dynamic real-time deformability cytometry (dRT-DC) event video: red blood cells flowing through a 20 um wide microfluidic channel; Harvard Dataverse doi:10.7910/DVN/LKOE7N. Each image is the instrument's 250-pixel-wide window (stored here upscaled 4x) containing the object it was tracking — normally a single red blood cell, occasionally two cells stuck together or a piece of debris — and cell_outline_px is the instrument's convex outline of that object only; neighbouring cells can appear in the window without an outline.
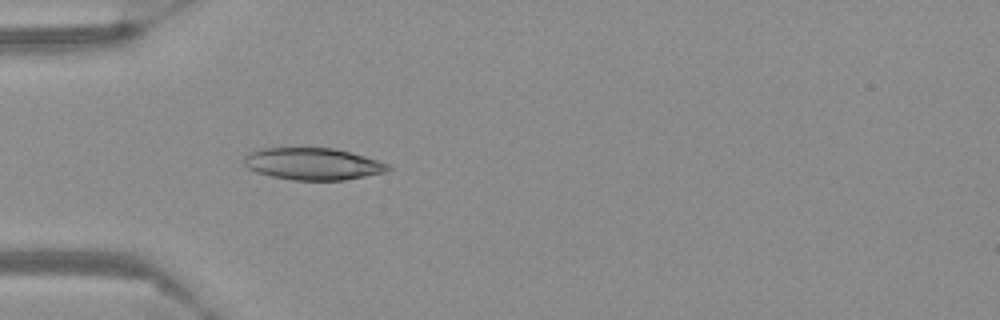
{"species": "Egyptian fruit bat (a non-hibernating species)", "species_latin": "Rousettus aegyptiacus", "temperature_condition": "warm", "stored_images_in_passage": 56, "camera_frame_rate_fps": 3000, "um_per_image_px": 0.085, "frame": {"image": 1, "passage_image": 17, "time_ms": 5.333, "image_size_px": [1000, 320], "cell_outline_px": [[392, 168], [388, 172], [344, 180], [292, 180], [272, 176], [256, 172], [248, 168], [244, 164], [244, 156], [248, 152], [260, 148], [336, 148], [364, 156], [388, 164]], "centroid_in_image_um": [26.59, 13.93], "position_along_channel_um": 58.4, "area_um2": 26.93}}
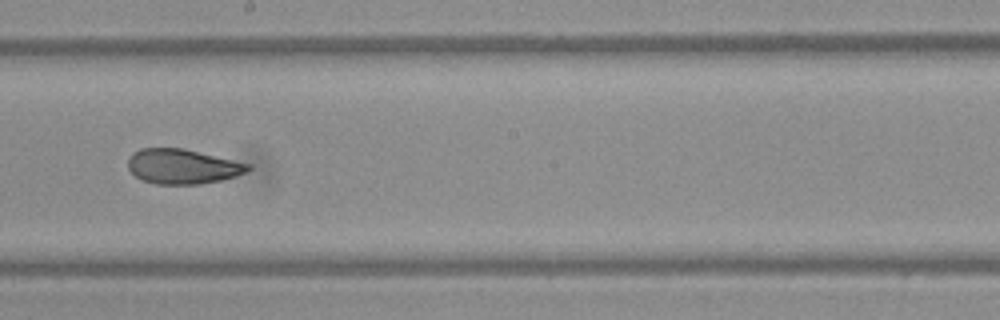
{"frame": {"image": 2, "passage_image": 32, "time_ms": 10.333, "image_size_px": [1000, 320], "cell_outline_px": [[252, 168], [248, 172], [236, 176], [220, 180], [200, 184], [156, 184], [144, 180], [136, 176], [128, 168], [128, 160], [140, 148], [184, 148], [252, 164]], "centroid_in_image_um": [15.58, 14.15], "position_along_channel_um": 232.6, "area_um2": 24.33}}
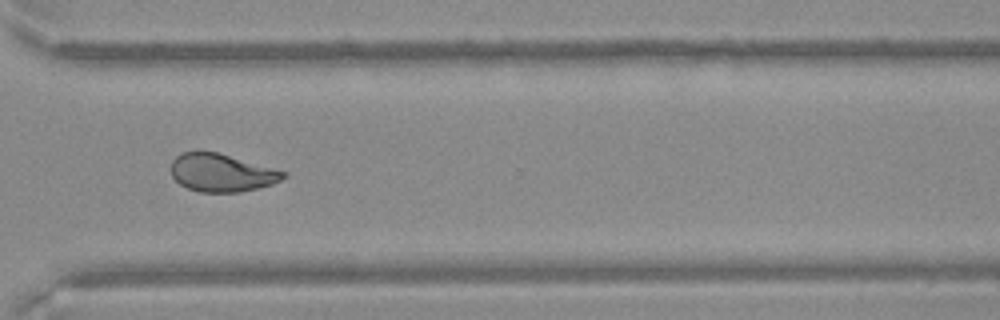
{"frame": {"image": 3, "passage_image": 42, "time_ms": 13.667, "image_size_px": [1000, 320], "cell_outline_px": [[288, 176], [272, 184], [240, 192], [200, 192], [188, 188], [180, 184], [172, 176], [172, 160], [180, 152], [196, 148], [200, 148], [220, 152], [288, 172]], "centroid_in_image_um": [18.82, 14.63], "position_along_channel_um": 351.8, "area_um2": 25.49}}